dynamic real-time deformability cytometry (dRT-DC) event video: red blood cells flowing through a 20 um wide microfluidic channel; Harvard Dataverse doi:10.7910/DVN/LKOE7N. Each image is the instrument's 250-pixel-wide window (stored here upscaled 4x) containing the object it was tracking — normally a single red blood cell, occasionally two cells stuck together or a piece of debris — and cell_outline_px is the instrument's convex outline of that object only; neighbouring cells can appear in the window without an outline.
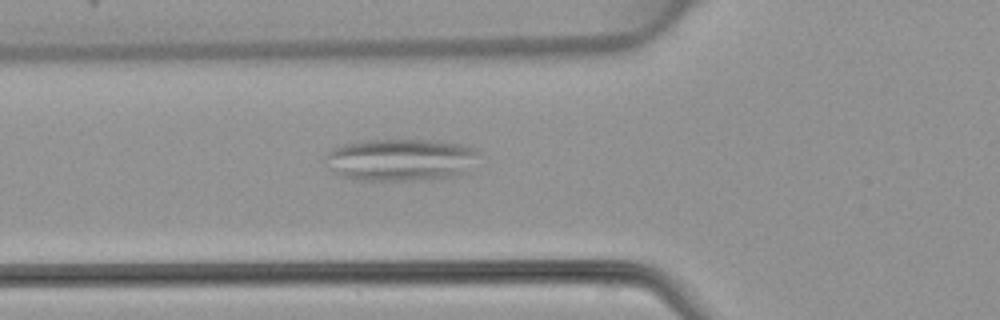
{"species": "common noctule bat (a hibernating species)", "species_latin": "Nyctalus noctula", "temperature_condition": "warm", "stored_images_in_passage": 52, "segment_of_instrument_passage": [2, 2], "camera_frame_rate_fps": 3000, "um_per_image_px": 0.085, "animal": {"sex": "female", "body_mass_g": 22.7, "forearm_length_mm": 54.2}, "frame": {"image": 1, "passage_image": 19, "time_ms": 6.0, "image_size_px": [1000, 320], "cell_outline_px": [[476, 152], [464, 172], [456, 176], [428, 180], [356, 180], [336, 172], [324, 156], [336, 144], [356, 140], [428, 140], [460, 144], [476, 148]], "centroid_in_image_um": [33.97, 13.56], "position_along_channel_um": 91.8, "area_um2": 37.34}}
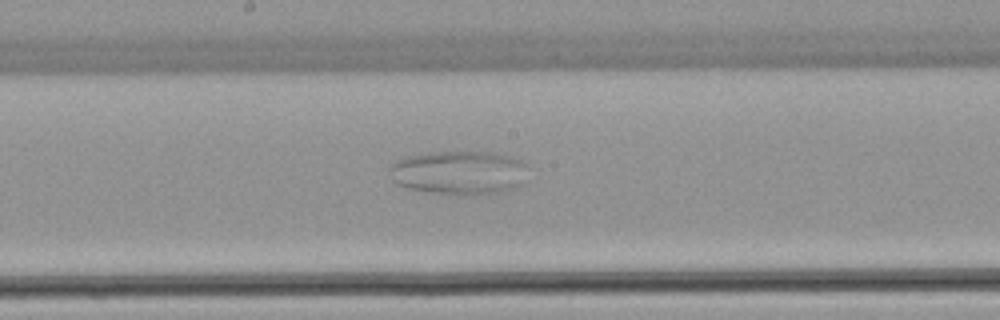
{"frame": {"image": 2, "passage_image": 28, "time_ms": 9.0, "image_size_px": [1000, 320], "cell_outline_px": [[524, 164], [520, 184], [516, 188], [500, 192], [464, 196], [456, 196], [428, 192], [408, 188], [396, 184], [392, 180], [388, 168], [396, 160], [404, 156], [432, 152], [496, 152], [520, 160]], "centroid_in_image_um": [38.92, 14.69], "position_along_channel_um": 209.3, "area_um2": 35.49}}